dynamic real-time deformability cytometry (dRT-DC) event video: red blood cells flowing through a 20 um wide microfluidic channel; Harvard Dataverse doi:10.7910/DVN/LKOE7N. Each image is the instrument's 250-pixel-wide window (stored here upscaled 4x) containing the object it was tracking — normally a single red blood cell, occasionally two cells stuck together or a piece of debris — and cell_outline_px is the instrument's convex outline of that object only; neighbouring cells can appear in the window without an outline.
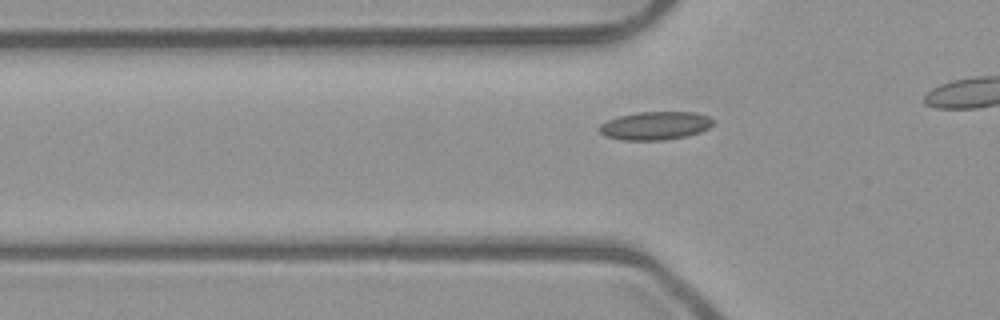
{"species": "common noctule bat (a hibernating species)", "species_latin": "Nyctalus noctula", "temperature_condition": "room temperature", "stored_images_in_passage": 17, "camera_frame_rate_fps": 3000, "um_per_image_px": 0.085, "animal": {"sex": "male", "body_mass_g": 23.1, "forearm_length_mm": 52.7}, "frame": {"image": 1, "passage_image": 8, "time_ms": 2.333, "image_size_px": [1000, 320], "cell_outline_px": [[716, 120], [708, 128], [700, 132], [688, 136], [664, 140], [620, 140], [604, 136], [600, 132], [600, 124], [616, 116], [640, 112], [696, 112], [708, 116]], "centroid_in_image_um": [55.7, 10.68], "position_along_channel_um": 70.1, "area_um2": 18.9}}
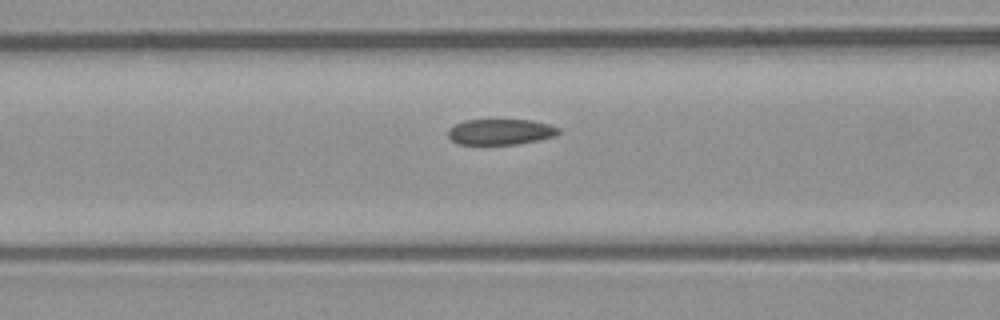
{"frame": {"image": 2, "passage_image": 12, "time_ms": 3.667, "image_size_px": [1000, 320], "cell_outline_px": [[560, 132], [556, 136], [516, 144], [456, 144], [448, 136], [448, 128], [464, 120], [532, 120], [548, 124], [560, 128]], "centroid_in_image_um": [42.53, 11.2], "position_along_channel_um": 124.1, "area_um2": 16.53}}
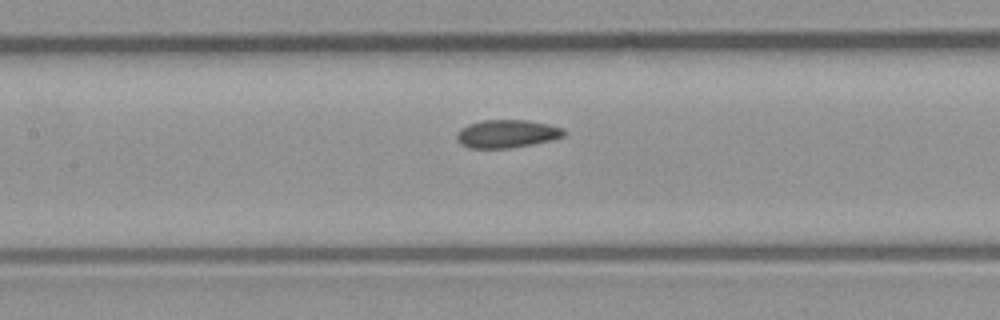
{"frame": {"image": 3, "passage_image": 15, "time_ms": 4.667, "image_size_px": [1000, 320], "cell_outline_px": [[568, 132], [564, 136], [552, 140], [532, 144], [508, 148], [468, 148], [460, 144], [456, 140], [456, 132], [460, 128], [468, 124], [480, 120], [528, 120], [548, 124], [564, 128]], "centroid_in_image_um": [43.07, 11.36], "position_along_channel_um": 164.3, "area_um2": 17.8}}